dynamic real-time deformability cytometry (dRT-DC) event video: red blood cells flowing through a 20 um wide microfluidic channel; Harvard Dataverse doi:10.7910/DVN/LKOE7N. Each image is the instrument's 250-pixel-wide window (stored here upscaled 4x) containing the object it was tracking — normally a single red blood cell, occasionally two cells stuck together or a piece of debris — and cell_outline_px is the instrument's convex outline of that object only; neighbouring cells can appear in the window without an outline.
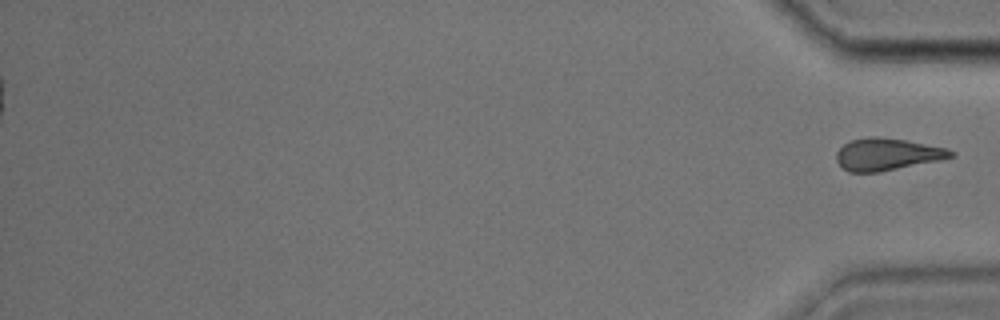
{"species": "common noctule bat (a hibernating species)", "species_latin": "Nyctalus noctula", "temperature_condition": "cold", "stored_images_in_passage": 41, "segment_of_instrument_passage": [2, 2], "camera_frame_rate_fps": 3000, "um_per_image_px": 0.085, "animal": {"sex": "male", "body_mass_g": 17.9, "forearm_length_mm": 54.2}, "frame": {"image": 1, "passage_image": 41, "time_ms": 13.333, "image_size_px": [1000, 320], "cell_outline_px": [[952, 156], [940, 160], [880, 172], [848, 172], [836, 160], [836, 152], [844, 144], [852, 140], [868, 136], [876, 136], [908, 140], [948, 148], [952, 152]], "centroid_in_image_um": [75.39, 13.11], "position_along_channel_um": 359.8, "area_um2": 21.39}}